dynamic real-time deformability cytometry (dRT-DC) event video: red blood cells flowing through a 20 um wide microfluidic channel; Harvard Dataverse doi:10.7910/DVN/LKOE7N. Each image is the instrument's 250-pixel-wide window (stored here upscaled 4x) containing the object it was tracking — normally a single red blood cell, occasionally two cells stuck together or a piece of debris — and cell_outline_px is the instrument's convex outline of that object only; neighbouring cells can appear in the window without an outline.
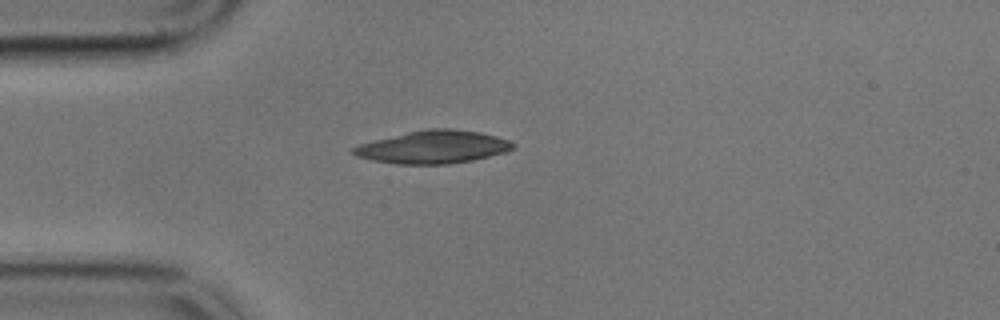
{"species": "common noctule bat (a hibernating species)", "species_latin": "Nyctalus noctula", "temperature_condition": "cold", "stored_images_in_passage": 44, "camera_frame_rate_fps": 3000, "um_per_image_px": 0.085, "animal": {"sex": "male", "body_mass_g": 17.9}, "frame": {"image": 1, "passage_image": 1, "time_ms": 0.0, "image_size_px": [1000, 320], "cell_outline_px": [[516, 148], [504, 152], [472, 160], [448, 164], [396, 164], [372, 160], [356, 156], [352, 152], [352, 148], [360, 144], [408, 132], [428, 128], [452, 128], [480, 132], [496, 136], [508, 140], [516, 144]], "centroid_in_image_um": [36.85, 12.49], "position_along_channel_um": 48.2, "area_um2": 30.35}}
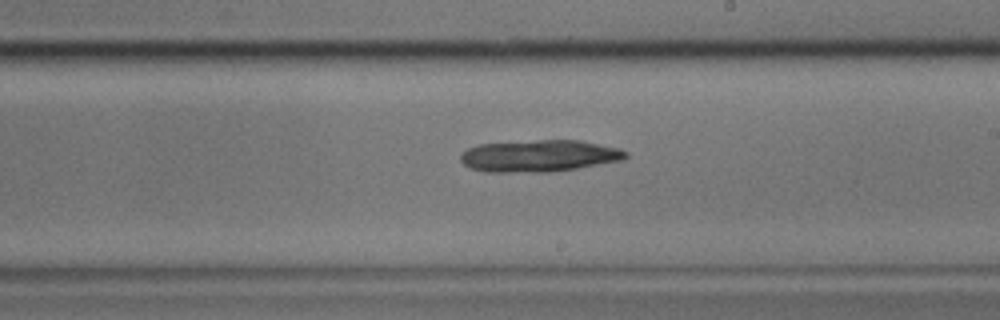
{"frame": {"image": 2, "passage_image": 19, "time_ms": 6.0, "image_size_px": [1000, 320], "cell_outline_px": [[628, 156], [624, 160], [552, 172], [484, 172], [472, 168], [464, 164], [460, 160], [460, 156], [468, 148], [480, 144], [536, 140], [580, 140], [620, 148], [628, 152]], "centroid_in_image_um": [45.87, 13.25], "position_along_channel_um": 243.1, "area_um2": 30.75}}
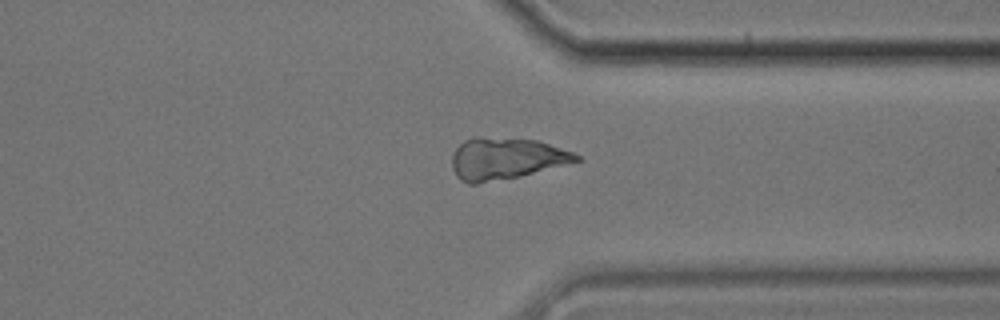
{"frame": {"image": 3, "passage_image": 30, "time_ms": 9.667, "image_size_px": [1000, 320], "cell_outline_px": [[580, 160], [568, 164], [520, 176], [476, 184], [468, 184], [460, 180], [456, 176], [452, 168], [452, 156], [456, 148], [464, 140], [472, 136], [476, 136], [540, 140], [572, 152], [580, 156]], "centroid_in_image_um": [42.98, 13.47], "position_along_channel_um": 368.4, "area_um2": 30.4}}